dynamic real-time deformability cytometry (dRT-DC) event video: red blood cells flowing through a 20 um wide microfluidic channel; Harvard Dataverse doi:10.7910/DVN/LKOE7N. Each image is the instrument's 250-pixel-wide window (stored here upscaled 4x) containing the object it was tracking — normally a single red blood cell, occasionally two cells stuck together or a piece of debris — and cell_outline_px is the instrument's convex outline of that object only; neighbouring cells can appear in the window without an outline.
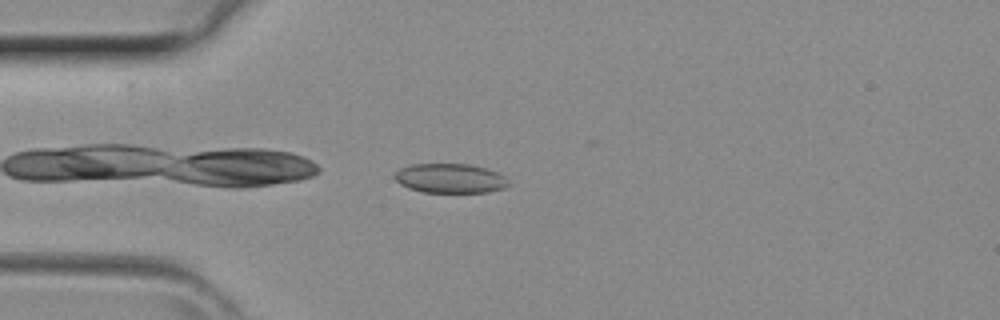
{"species": "common noctule bat (a hibernating species)", "species_latin": "Nyctalus noctula", "temperature_condition": "room temperature", "stored_images_in_passage": 32, "camera_frame_rate_fps": 3000, "um_per_image_px": 0.085, "animal": {"sex": "female", "body_mass_g": 29.2, "forearm_length_mm": 56.3}, "frame": {"image": 1, "passage_image": 1, "time_ms": 0.0, "image_size_px": [1000, 320], "cell_outline_px": [[508, 184], [504, 188], [488, 192], [424, 192], [408, 188], [400, 184], [392, 176], [400, 168], [412, 164], [468, 164], [484, 168], [496, 172], [504, 176], [508, 180]], "centroid_in_image_um": [38.23, 15.16], "position_along_channel_um": 46.8, "area_um2": 19.42}}
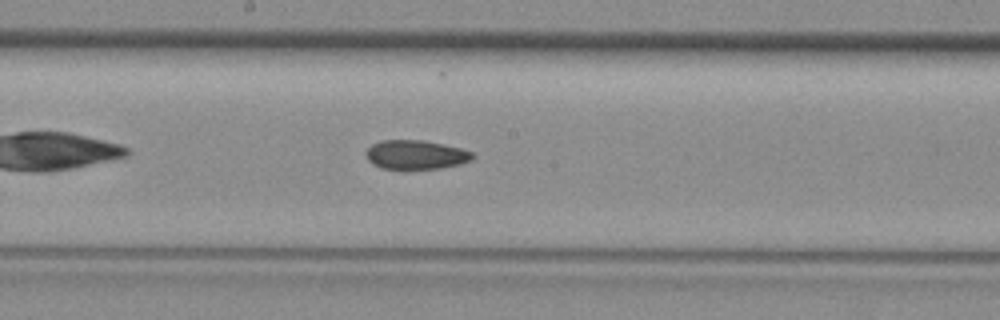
{"frame": {"image": 2, "passage_image": 12, "time_ms": 3.667, "image_size_px": [1000, 320], "cell_outline_px": [[476, 156], [472, 160], [460, 164], [440, 168], [380, 168], [372, 164], [368, 160], [364, 152], [372, 144], [380, 140], [420, 140], [460, 148], [472, 152]], "centroid_in_image_um": [35.32, 13.15], "position_along_channel_um": 212.9, "area_um2": 17.92}}
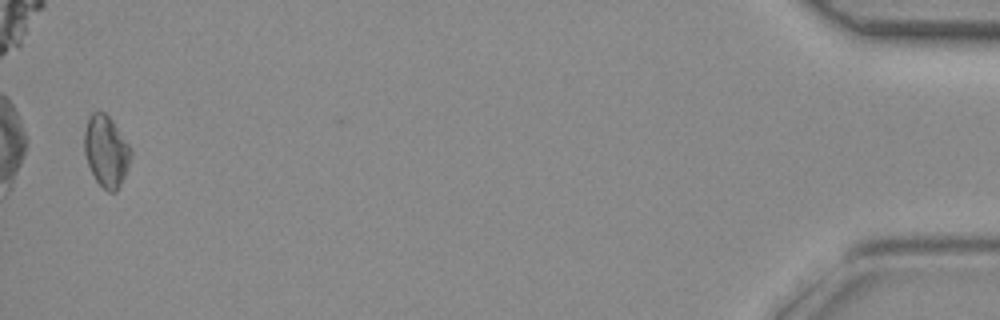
{"frame": {"image": 3, "passage_image": 31, "time_ms": 10.0, "image_size_px": [1000, 320], "cell_outline_px": [[132, 156], [124, 176], [116, 192], [108, 192], [96, 180], [88, 164], [84, 152], [84, 132], [88, 116], [92, 112], [104, 112], [112, 120], [128, 144], [132, 152]], "centroid_in_image_um": [9.01, 12.84], "position_along_channel_um": 426.2, "area_um2": 19.13}}